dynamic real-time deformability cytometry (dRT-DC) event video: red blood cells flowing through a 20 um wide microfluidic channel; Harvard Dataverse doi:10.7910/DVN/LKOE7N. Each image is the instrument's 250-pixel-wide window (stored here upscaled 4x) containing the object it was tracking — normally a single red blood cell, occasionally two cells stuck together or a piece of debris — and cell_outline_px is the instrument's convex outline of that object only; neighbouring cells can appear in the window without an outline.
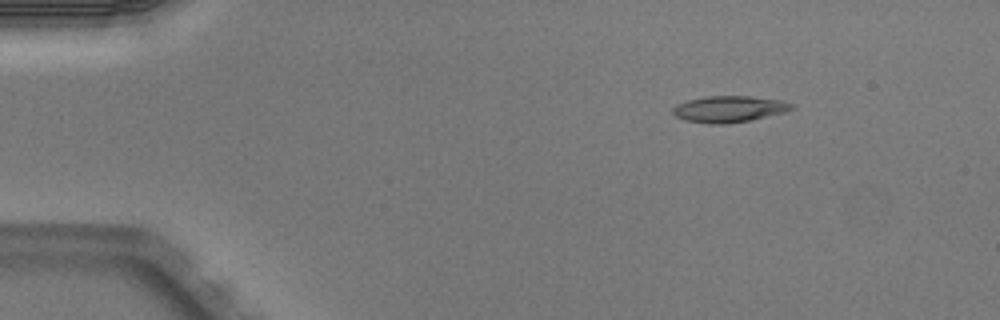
{"species": "Egyptian fruit bat (a non-hibernating species)", "species_latin": "Rousettus aegyptiacus", "temperature_condition": "warm", "stored_images_in_passage": 3, "camera_frame_rate_fps": 3000, "um_per_image_px": 0.085, "animal": {"sex": "male"}, "frame": {"image": 1, "passage_image": 1, "time_ms": 0.0, "image_size_px": [1000, 320], "cell_outline_px": [[796, 108], [788, 112], [752, 120], [728, 124], [708, 124], [684, 120], [676, 116], [672, 112], [672, 108], [676, 104], [688, 100], [704, 96], [752, 96], [784, 100], [796, 104]], "centroid_in_image_um": [62.05, 9.27], "position_along_channel_um": 22.9, "area_um2": 18.84}}